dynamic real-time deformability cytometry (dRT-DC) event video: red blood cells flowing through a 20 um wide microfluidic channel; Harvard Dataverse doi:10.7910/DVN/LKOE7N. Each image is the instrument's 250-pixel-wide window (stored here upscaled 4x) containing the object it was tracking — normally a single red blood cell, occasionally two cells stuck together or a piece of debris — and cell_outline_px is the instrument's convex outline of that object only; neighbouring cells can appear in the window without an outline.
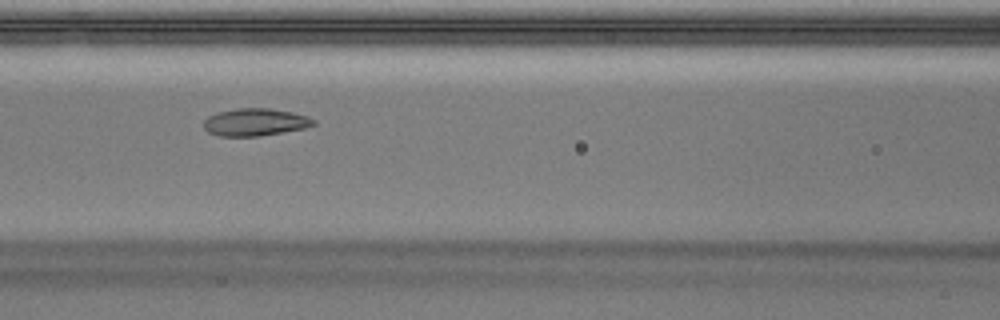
{"species": "Egyptian fruit bat (a non-hibernating species)", "species_latin": "Rousettus aegyptiacus", "temperature_condition": "warm", "stored_images_in_passage": 45, "camera_frame_rate_fps": 3000, "um_per_image_px": 0.085, "animal": {"sex": "male"}, "frame": {"image": 1, "passage_image": 18, "time_ms": 5.667, "image_size_px": [1000, 320], "cell_outline_px": [[316, 124], [304, 128], [260, 136], [220, 136], [208, 132], [204, 128], [204, 120], [208, 116], [220, 112], [236, 108], [268, 108], [292, 112], [308, 116], [316, 120]], "centroid_in_image_um": [21.7, 10.38], "position_along_channel_um": 144.9, "area_um2": 17.51}}
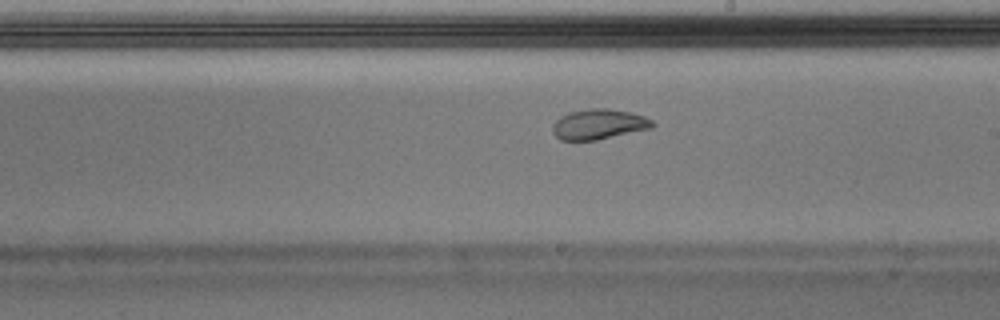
{"frame": {"image": 2, "passage_image": 25, "time_ms": 8.0, "image_size_px": [1000, 320], "cell_outline_px": [[656, 124], [652, 128], [596, 140], [560, 140], [552, 132], [552, 124], [560, 116], [568, 112], [588, 108], [608, 108], [628, 112], [644, 116], [652, 120]], "centroid_in_image_um": [50.87, 10.55], "position_along_channel_um": 238.1, "area_um2": 17.69}}
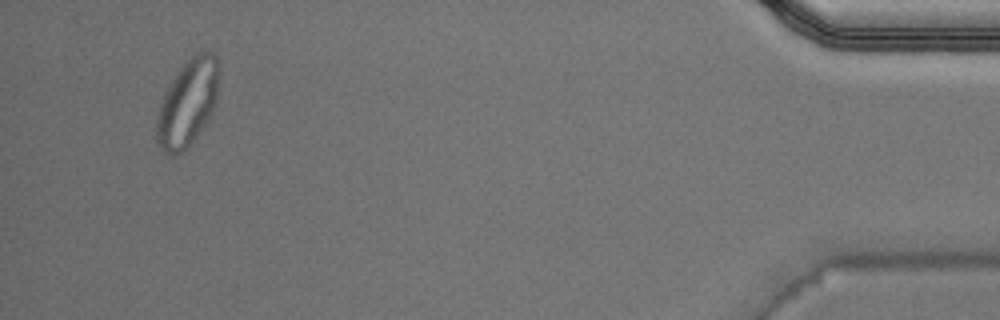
{"frame": {"image": 3, "passage_image": 44, "time_ms": 14.333, "image_size_px": [1000, 320], "cell_outline_px": [[220, 68], [216, 100], [212, 112], [208, 120], [196, 136], [176, 156], [172, 156], [164, 152], [156, 144], [156, 120], [160, 104], [164, 92], [176, 72], [196, 52], [208, 52], [216, 56]], "centroid_in_image_um": [15.94, 8.74], "position_along_channel_um": 419.3, "area_um2": 31.44}}